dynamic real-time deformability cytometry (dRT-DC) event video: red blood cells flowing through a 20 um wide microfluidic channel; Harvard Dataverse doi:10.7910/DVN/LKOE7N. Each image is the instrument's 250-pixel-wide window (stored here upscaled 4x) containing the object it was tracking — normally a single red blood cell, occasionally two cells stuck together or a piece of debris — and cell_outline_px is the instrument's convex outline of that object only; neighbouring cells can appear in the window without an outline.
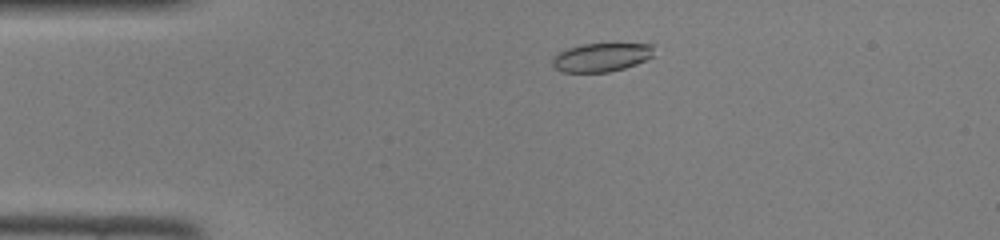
{"species": "common noctule bat (a hibernating species)", "species_latin": "Nyctalus noctula", "temperature_condition": "room temperature", "stored_images_in_passage": 42, "camera_frame_rate_fps": 3000, "um_per_image_px": 0.085, "animal": {"sex": "female", "body_mass_g": 22.0, "forearm_length_mm": 56.7}, "frame": {"image": 1, "passage_image": 5, "time_ms": 1.333, "image_size_px": [1000, 240], "cell_outline_px": [[652, 56], [636, 64], [624, 68], [608, 72], [564, 72], [556, 68], [552, 64], [552, 60], [560, 52], [568, 48], [580, 44], [652, 44]], "centroid_in_image_um": [51.1, 4.87], "position_along_channel_um": 33.9, "area_um2": 16.59}}
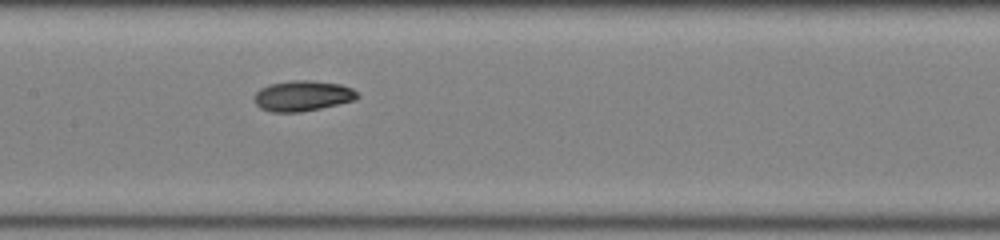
{"frame": {"image": 2, "passage_image": 18, "time_ms": 5.667, "image_size_px": [1000, 240], "cell_outline_px": [[360, 96], [356, 100], [320, 108], [300, 112], [272, 112], [260, 108], [256, 104], [256, 92], [260, 88], [268, 84], [292, 80], [312, 80], [340, 84], [352, 88]], "centroid_in_image_um": [25.73, 8.14], "position_along_channel_um": 181.7, "area_um2": 18.32}}
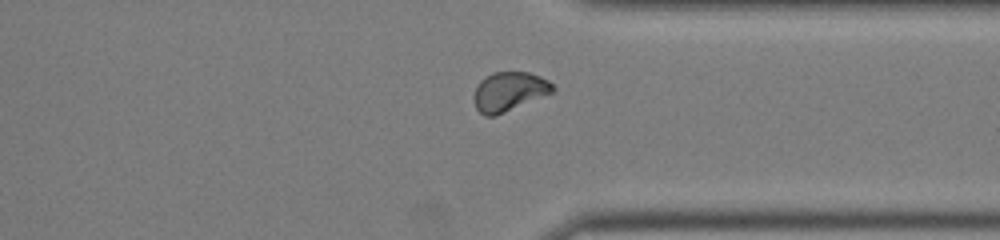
{"frame": {"image": 3, "passage_image": 31, "time_ms": 10.0, "image_size_px": [1000, 240], "cell_outline_px": [[556, 92], [496, 116], [484, 116], [476, 108], [472, 96], [480, 80], [484, 76], [492, 72], [528, 72], [540, 76], [548, 80], [556, 88]], "centroid_in_image_um": [43.29, 7.79], "position_along_channel_um": 368.1, "area_um2": 18.44}}